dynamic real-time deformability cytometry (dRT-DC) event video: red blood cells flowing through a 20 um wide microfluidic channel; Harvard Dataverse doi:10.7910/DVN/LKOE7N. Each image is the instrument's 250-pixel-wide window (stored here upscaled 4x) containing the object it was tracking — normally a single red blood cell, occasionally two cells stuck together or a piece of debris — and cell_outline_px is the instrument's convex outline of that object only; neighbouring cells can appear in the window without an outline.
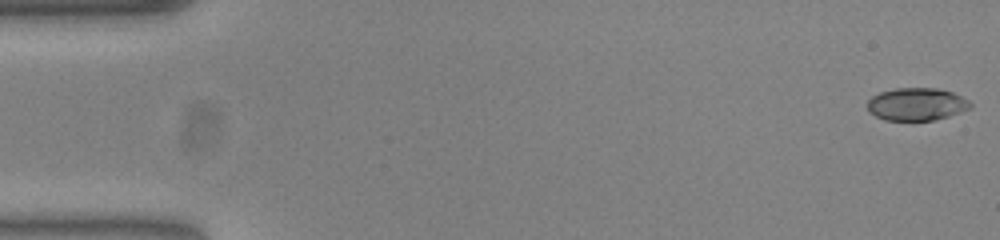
{"species": "common noctule bat (a hibernating species)", "species_latin": "Nyctalus noctula", "temperature_condition": "warm", "stored_images_in_passage": 53, "camera_frame_rate_fps": 3000, "um_per_image_px": 0.085, "animal": {"sex": "female", "body_mass_g": 23.0, "forearm_length_mm": 53.4}, "frame": {"image": 1, "passage_image": 1, "time_ms": 0.0, "image_size_px": [1000, 240], "cell_outline_px": [[972, 108], [936, 120], [884, 120], [868, 112], [868, 100], [872, 96], [880, 92], [896, 88], [940, 88], [952, 92], [968, 100], [972, 104]], "centroid_in_image_um": [77.91, 8.85], "position_along_channel_um": 7.1, "area_um2": 19.65}}
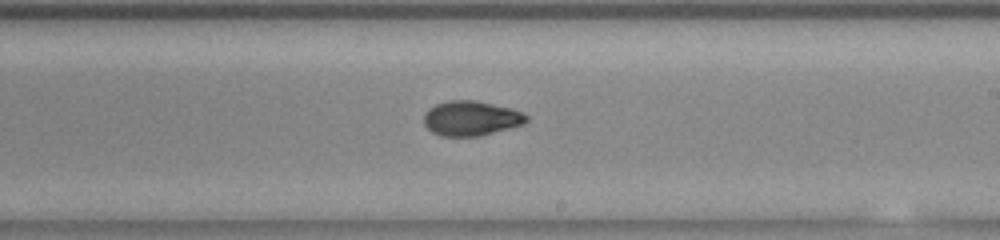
{"frame": {"image": 2, "passage_image": 31, "time_ms": 10.0, "image_size_px": [1000, 240], "cell_outline_px": [[528, 120], [524, 124], [480, 136], [440, 136], [432, 132], [424, 124], [424, 112], [428, 108], [436, 104], [448, 100], [476, 100], [524, 112], [528, 116]], "centroid_in_image_um": [40.02, 10.05], "position_along_channel_um": 249.0, "area_um2": 20.87}}
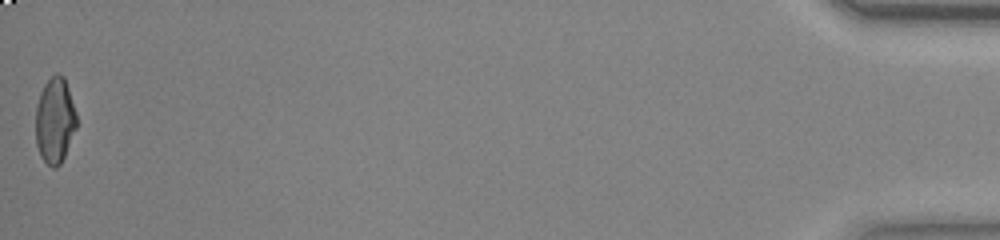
{"frame": {"image": 3, "passage_image": 53, "time_ms": 17.333, "image_size_px": [1000, 240], "cell_outline_px": [[76, 128], [64, 156], [60, 164], [56, 168], [52, 168], [40, 156], [36, 144], [36, 108], [40, 92], [44, 84], [56, 72], [64, 76], [76, 112]], "centroid_in_image_um": [4.66, 10.23], "position_along_channel_um": 430.5, "area_um2": 20.35}, "authors_computed_cell_mechanics": {"area_um2": 20.5768, "velocity_mm_per_s": 3.8704, "shape_relaxation_time_tau1_ms": 4.8676, "shape_relaxation_time_tau2_ms": 1.2033, "deformation_change_tau1": 0.1912, "deformation_change_tau2": 0.0391}}